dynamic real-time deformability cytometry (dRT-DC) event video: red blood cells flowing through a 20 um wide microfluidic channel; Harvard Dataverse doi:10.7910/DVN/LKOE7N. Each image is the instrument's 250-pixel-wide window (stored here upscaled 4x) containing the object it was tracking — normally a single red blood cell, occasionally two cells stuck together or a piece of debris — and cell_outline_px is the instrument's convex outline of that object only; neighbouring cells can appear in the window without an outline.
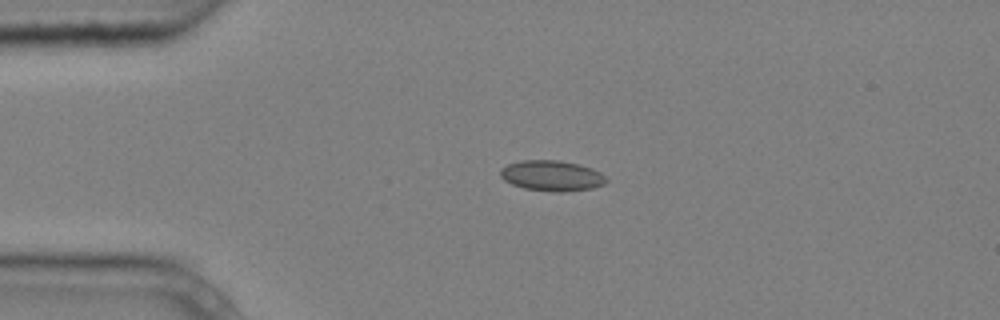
{"species": "common noctule bat (a hibernating species)", "species_latin": "Nyctalus noctula", "temperature_condition": "cold", "stored_images_in_passage": 2, "camera_frame_rate_fps": 3000, "um_per_image_px": 0.085, "animal": {"sex": "male", "body_mass_g": 20.4}, "frame": {"image": 1, "passage_image": 1, "time_ms": 0.0, "image_size_px": [1000, 320], "cell_outline_px": [[608, 180], [604, 184], [592, 188], [564, 192], [552, 192], [524, 188], [512, 184], [504, 180], [500, 176], [500, 168], [508, 164], [520, 160], [560, 160], [580, 164], [592, 168], [600, 172]], "centroid_in_image_um": [46.9, 14.93], "position_along_channel_um": 38.1, "area_um2": 19.02}}